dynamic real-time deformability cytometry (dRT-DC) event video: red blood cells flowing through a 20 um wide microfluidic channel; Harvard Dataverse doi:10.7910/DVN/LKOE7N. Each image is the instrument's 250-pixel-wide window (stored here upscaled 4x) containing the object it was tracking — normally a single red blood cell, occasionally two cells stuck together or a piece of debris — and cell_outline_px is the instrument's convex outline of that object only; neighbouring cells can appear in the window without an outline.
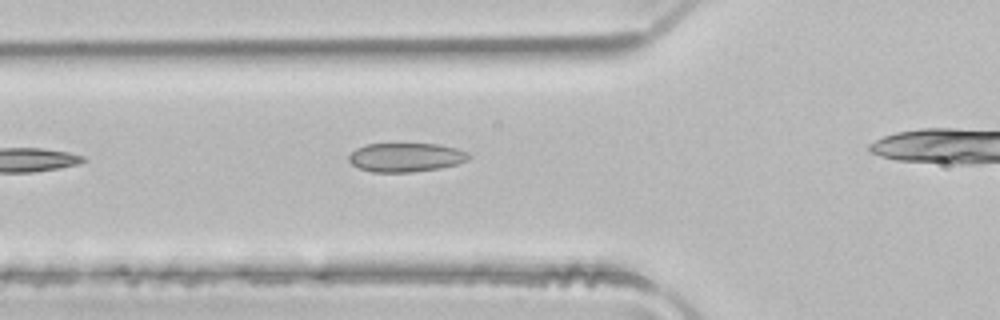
{"species": "common noctule bat (a hibernating species)", "species_latin": "Nyctalus noctula", "temperature_condition": "room temperature", "stored_images_in_passage": 2, "camera_frame_rate_fps": 3000, "um_per_image_px": 0.085, "animal": {"sex": "male", "body_mass_g": 21.5, "forearm_length_mm": 52.0}, "frame": {"image": 1, "passage_image": 2, "time_ms": 0.333, "image_size_px": [1000, 320], "cell_outline_px": [[472, 156], [468, 160], [456, 164], [440, 168], [412, 172], [372, 172], [360, 168], [352, 164], [348, 160], [348, 156], [356, 148], [364, 144], [440, 144], [456, 148], [468, 152]], "centroid_in_image_um": [34.51, 13.37], "position_along_channel_um": 91.3, "area_um2": 20.29}}